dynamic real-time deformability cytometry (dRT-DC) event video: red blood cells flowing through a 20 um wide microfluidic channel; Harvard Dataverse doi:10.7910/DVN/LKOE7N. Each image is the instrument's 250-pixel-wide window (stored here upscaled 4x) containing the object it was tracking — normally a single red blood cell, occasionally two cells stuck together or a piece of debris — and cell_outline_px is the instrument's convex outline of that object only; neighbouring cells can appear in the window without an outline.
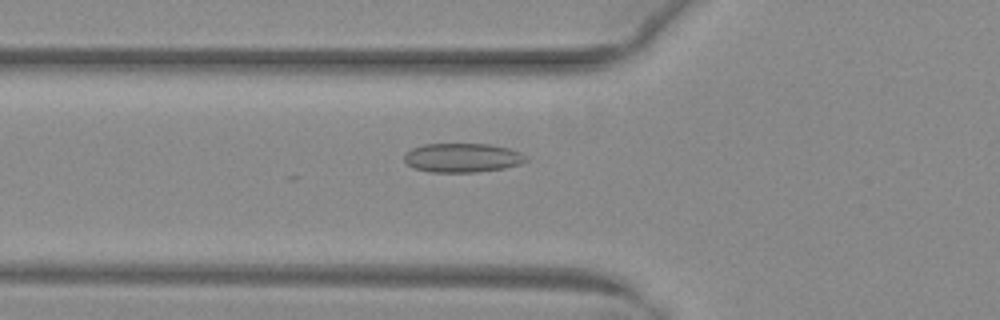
{"species": "common noctule bat (a hibernating species)", "species_latin": "Nyctalus noctula", "temperature_condition": "warm", "stored_images_in_passage": 46, "camera_frame_rate_fps": 3000, "um_per_image_px": 0.085, "animal": {"sex": "female", "body_mass_g": 29.2, "forearm_length_mm": 56.3}, "frame": {"image": 1, "passage_image": 13, "time_ms": 4.0, "image_size_px": [1000, 320], "cell_outline_px": [[528, 160], [520, 164], [504, 168], [476, 172], [432, 172], [416, 168], [408, 164], [404, 160], [404, 152], [412, 148], [424, 144], [488, 144], [508, 148], [520, 152], [528, 156]], "centroid_in_image_um": [39.32, 13.4], "position_along_channel_um": 86.5, "area_um2": 20.63}}
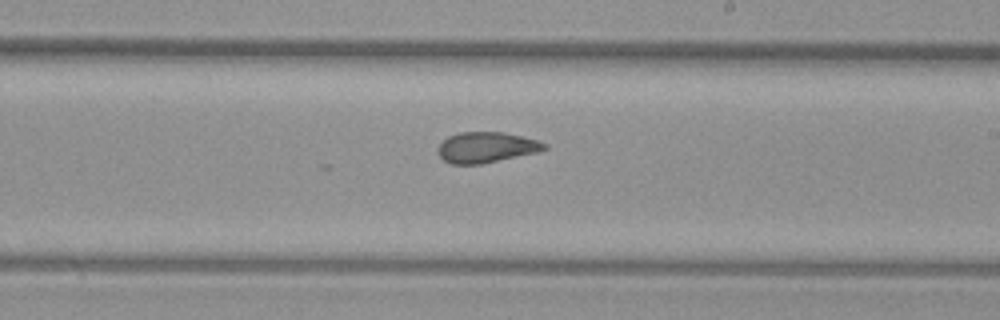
{"frame": {"image": 2, "passage_image": 25, "time_ms": 8.0, "image_size_px": [1000, 320], "cell_outline_px": [[548, 148], [536, 152], [480, 164], [452, 164], [444, 160], [436, 152], [436, 148], [448, 136], [460, 132], [504, 132], [536, 140], [548, 144]], "centroid_in_image_um": [41.3, 12.52], "position_along_channel_um": 247.7, "area_um2": 18.84}}
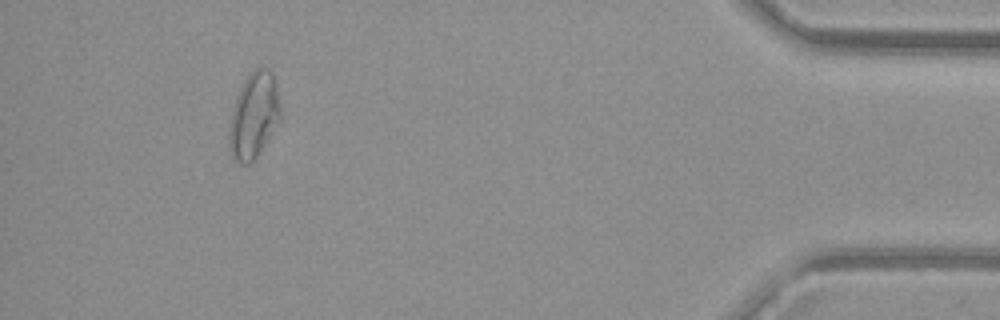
{"frame": {"image": 3, "passage_image": 42, "time_ms": 13.667, "image_size_px": [1000, 320], "cell_outline_px": [[280, 120], [256, 156], [248, 164], [240, 164], [232, 160], [228, 148], [228, 132], [232, 108], [236, 96], [244, 80], [256, 68], [268, 68], [272, 72], [276, 84], [280, 104]], "centroid_in_image_um": [21.54, 9.84], "position_along_channel_um": 413.7, "area_um2": 25.66}, "authors_computed_cell_mechanics": {"area_um2": 20.8658, "velocity_mm_per_s": 4.0184, "shape_relaxation_time_tau1_ms": null, "shape_relaxation_time_tau2_ms": 1.314, "deformation_change_tau1": null, "deformation_change_tau2": 0.0691}}